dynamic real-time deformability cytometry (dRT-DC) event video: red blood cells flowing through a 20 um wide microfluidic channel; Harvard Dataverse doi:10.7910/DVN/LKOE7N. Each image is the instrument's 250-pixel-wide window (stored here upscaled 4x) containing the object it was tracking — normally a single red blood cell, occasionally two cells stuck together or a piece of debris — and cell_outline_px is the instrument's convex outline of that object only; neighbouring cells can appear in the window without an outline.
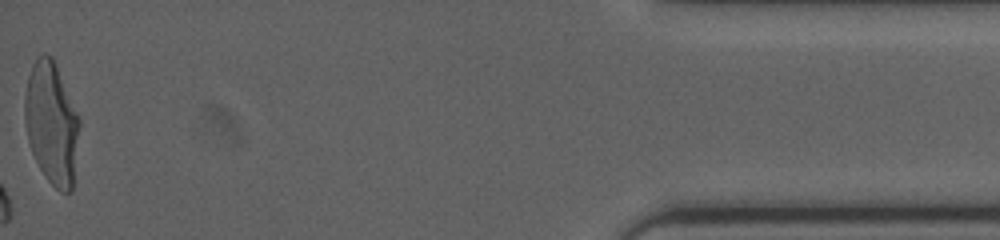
{"species": "human", "species_latin": "Homo sapiens", "temperature_condition": "cold", "stored_images_in_passage": 26, "camera_frame_rate_fps": 3000, "um_per_image_px": 0.085, "donor": {"sex": "female"}, "frame": {"image": 1, "passage_image": 26, "time_ms": 12.333, "image_size_px": [1000, 240], "cell_outline_px": [[80, 124], [72, 192], [60, 192], [48, 180], [40, 168], [32, 152], [28, 140], [24, 124], [24, 96], [28, 76], [32, 64], [36, 56], [44, 52], [52, 56], [56, 64], [80, 120]], "centroid_in_image_um": [4.37, 10.44], "position_along_channel_um": 430.8, "area_um2": 39.07}, "authors_computed_cell_mechanics": {"area_um2": 38.0035, "velocity_mm_per_s": 3.8152, "shape_relaxation_time_tau1_ms": 3.5087, "shape_relaxation_time_tau2_ms": null, "deformation_change_tau1": 0.1374, "deformation_change_tau2": null}}